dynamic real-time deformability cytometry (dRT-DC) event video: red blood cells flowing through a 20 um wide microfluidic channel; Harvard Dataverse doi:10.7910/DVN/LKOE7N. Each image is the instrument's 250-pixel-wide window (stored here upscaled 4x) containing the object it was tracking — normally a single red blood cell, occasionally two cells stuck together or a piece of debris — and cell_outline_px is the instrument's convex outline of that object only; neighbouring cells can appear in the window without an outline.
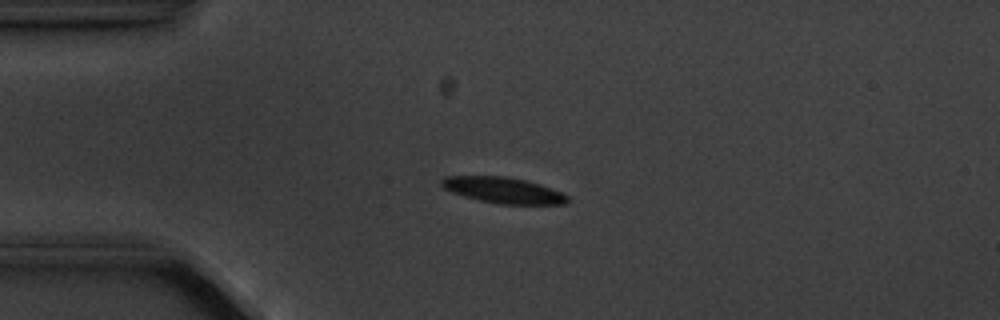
{"species": "common noctule bat (a hibernating species)", "species_latin": "Nyctalus noctula", "temperature_condition": "cold", "stored_images_in_passage": 4, "camera_frame_rate_fps": 3000, "um_per_image_px": 0.085, "animal": {"sex": "male", "body_mass_g": 20.1, "forearm_length_mm": 53.5}, "frame": {"image": 1, "passage_image": 4, "time_ms": 3.333, "image_size_px": [1000, 320], "cell_outline_px": [[572, 200], [568, 204], [496, 204], [464, 196], [452, 192], [444, 188], [440, 184], [440, 180], [444, 176], [504, 176], [524, 180], [540, 184], [560, 192], [568, 196]], "centroid_in_image_um": [42.79, 16.17], "position_along_channel_um": 42.2, "area_um2": 19.07}}